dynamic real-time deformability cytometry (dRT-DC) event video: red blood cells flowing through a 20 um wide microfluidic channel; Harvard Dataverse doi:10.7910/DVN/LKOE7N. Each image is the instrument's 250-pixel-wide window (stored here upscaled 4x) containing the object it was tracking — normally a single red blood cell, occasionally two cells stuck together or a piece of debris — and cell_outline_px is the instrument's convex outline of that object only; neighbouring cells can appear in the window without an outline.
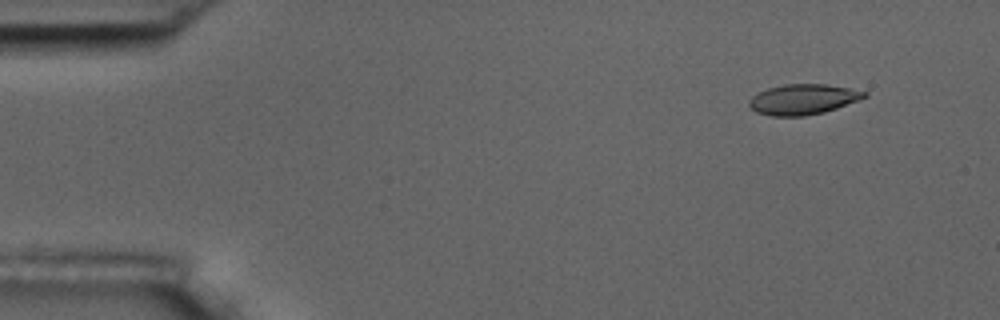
{"species": "common noctule bat (a hibernating species)", "species_latin": "Nyctalus noctula", "temperature_condition": "room temperature", "stored_images_in_passage": 5, "camera_frame_rate_fps": 3000, "um_per_image_px": 0.085, "animal": {"sex": "male", "body_mass_g": 17.5, "forearm_length_mm": 52.3}, "frame": {"image": 1, "passage_image": 2, "time_ms": 1.0, "image_size_px": [1000, 320], "cell_outline_px": [[868, 96], [860, 100], [824, 112], [804, 116], [772, 116], [756, 112], [748, 104], [748, 100], [752, 96], [768, 88], [784, 84], [824, 84], [848, 88], [868, 92]], "centroid_in_image_um": [68.26, 8.44], "position_along_channel_um": 16.7, "area_um2": 20.35}}
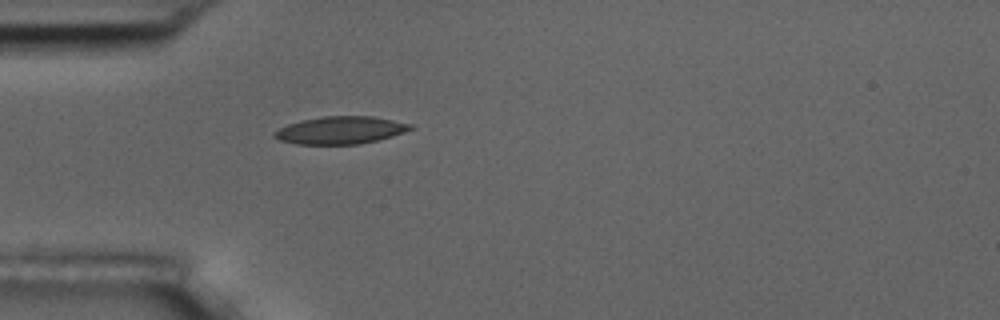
{"frame": {"image": 2, "passage_image": 5, "time_ms": 4.667, "image_size_px": [1000, 320], "cell_outline_px": [[412, 128], [404, 132], [392, 136], [360, 144], [296, 144], [280, 140], [272, 136], [272, 132], [288, 124], [300, 120], [324, 116], [372, 116], [412, 124]], "centroid_in_image_um": [28.9, 11.06], "position_along_channel_um": 56.1, "area_um2": 21.73}}